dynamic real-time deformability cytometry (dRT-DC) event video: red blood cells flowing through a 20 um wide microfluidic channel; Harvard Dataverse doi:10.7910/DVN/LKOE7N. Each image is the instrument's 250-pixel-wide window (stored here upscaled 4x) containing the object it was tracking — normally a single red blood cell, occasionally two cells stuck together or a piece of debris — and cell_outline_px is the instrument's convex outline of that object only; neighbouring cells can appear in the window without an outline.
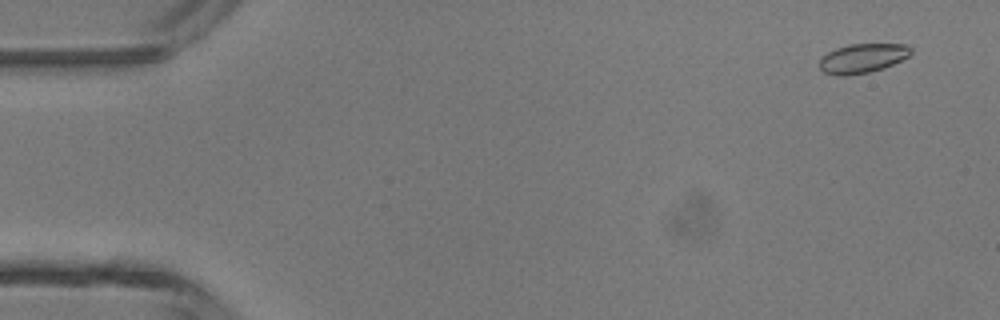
{"species": "common noctule bat (a hibernating species)", "species_latin": "Nyctalus noctula", "temperature_condition": "room temperature", "stored_images_in_passage": 4, "camera_frame_rate_fps": 3000, "um_per_image_px": 0.085, "animal": {"sex": "male", "body_mass_g": 13.3}, "frame": {"image": 1, "passage_image": 1, "time_ms": 0.0, "image_size_px": [1000, 320], "cell_outline_px": [[912, 52], [908, 56], [884, 68], [868, 72], [844, 76], [836, 76], [824, 72], [820, 68], [820, 56], [836, 48], [848, 44], [908, 44], [912, 48]], "centroid_in_image_um": [73.3, 4.94], "position_along_channel_um": 11.7, "area_um2": 15.66}}
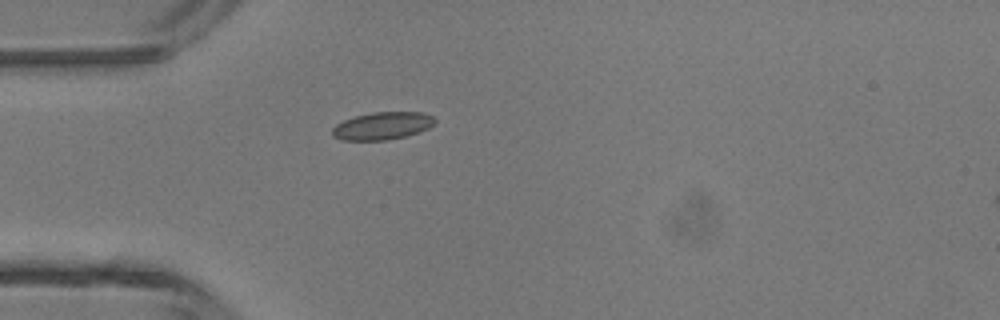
{"frame": {"image": 2, "passage_image": 4, "time_ms": 1.0, "image_size_px": [1000, 320], "cell_outline_px": [[436, 120], [428, 128], [404, 136], [388, 140], [340, 140], [332, 136], [332, 128], [336, 124], [344, 120], [356, 116], [372, 112], [424, 112], [432, 116]], "centroid_in_image_um": [32.46, 10.69], "position_along_channel_um": 52.5, "area_um2": 16.36}}